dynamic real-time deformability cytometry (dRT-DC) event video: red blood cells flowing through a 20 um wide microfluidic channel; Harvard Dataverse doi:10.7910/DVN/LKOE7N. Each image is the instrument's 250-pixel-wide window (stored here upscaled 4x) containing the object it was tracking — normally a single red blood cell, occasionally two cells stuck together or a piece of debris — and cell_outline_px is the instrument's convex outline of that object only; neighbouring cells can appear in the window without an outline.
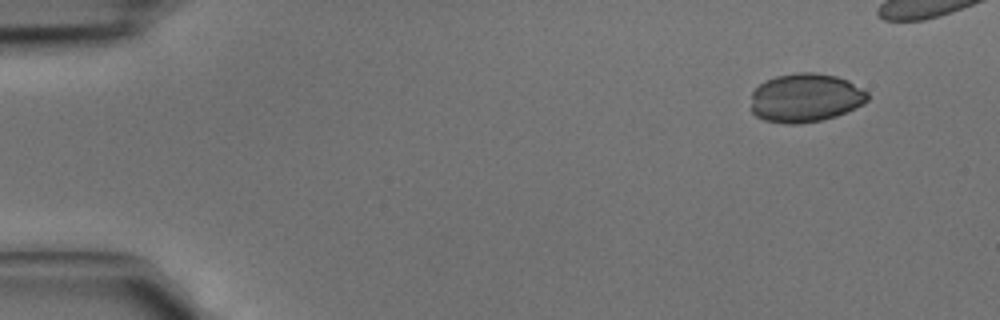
{"species": "common noctule bat (a hibernating species)", "species_latin": "Nyctalus noctula", "temperature_condition": "cold", "stored_images_in_passage": 5, "camera_frame_rate_fps": 3000, "um_per_image_px": 0.085, "animal": {"sex": "male", "body_mass_g": 15.6}, "frame": {"image": 1, "passage_image": 1, "time_ms": 0.0, "image_size_px": [1000, 320], "cell_outline_px": [[868, 100], [864, 104], [836, 116], [820, 120], [796, 124], [784, 124], [764, 120], [756, 116], [752, 112], [752, 92], [760, 84], [776, 76], [796, 72], [816, 72], [836, 76], [848, 80], [864, 88], [868, 92]], "centroid_in_image_um": [68.49, 8.31], "position_along_channel_um": 16.5, "area_um2": 33.29}}